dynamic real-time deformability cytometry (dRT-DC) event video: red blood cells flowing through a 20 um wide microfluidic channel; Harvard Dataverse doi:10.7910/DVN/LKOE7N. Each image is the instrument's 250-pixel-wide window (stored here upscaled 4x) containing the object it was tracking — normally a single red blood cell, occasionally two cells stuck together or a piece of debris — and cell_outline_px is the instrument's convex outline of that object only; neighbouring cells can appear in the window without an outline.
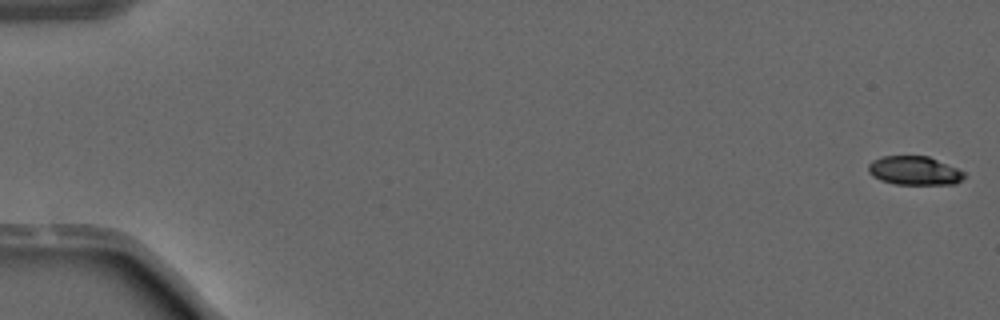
{"species": "common noctule bat (a hibernating species)", "species_latin": "Nyctalus noctula", "temperature_condition": "warm", "stored_images_in_passage": 7, "camera_frame_rate_fps": 3000, "um_per_image_px": 0.085, "animal": {"sex": "male", "forearm_length_mm": 52.5}, "frame": {"image": 1, "passage_image": 1, "time_ms": 0.0, "image_size_px": [1000, 320], "cell_outline_px": [[964, 176], [956, 184], [896, 184], [880, 180], [872, 176], [868, 172], [868, 164], [872, 160], [884, 156], [928, 156], [956, 168], [964, 172]], "centroid_in_image_um": [77.68, 14.5], "position_along_channel_um": 7.3, "area_um2": 15.95}}